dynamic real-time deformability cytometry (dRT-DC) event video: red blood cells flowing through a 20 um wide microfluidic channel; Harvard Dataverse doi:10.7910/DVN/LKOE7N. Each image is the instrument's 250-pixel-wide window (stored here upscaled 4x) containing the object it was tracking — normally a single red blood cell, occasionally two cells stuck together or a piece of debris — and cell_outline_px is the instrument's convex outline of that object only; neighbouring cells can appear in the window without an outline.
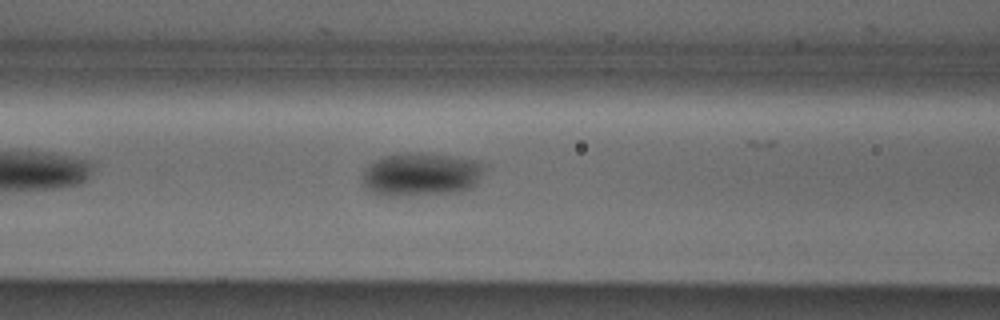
{"species": "Egyptian fruit bat (a non-hibernating species)", "species_latin": "Rousettus aegyptiacus", "temperature_condition": "cold", "stored_images_in_passage": 26, "camera_frame_rate_fps": 3000, "um_per_image_px": 0.085, "animal": {"sex": "male"}, "frame": {"image": 1, "passage_image": 5, "time_ms": 1.333, "image_size_px": [1000, 320], "cell_outline_px": [[484, 168], [476, 184], [460, 192], [408, 196], [380, 196], [368, 192], [364, 188], [360, 180], [360, 176], [368, 164], [384, 156], [420, 152], [476, 160], [484, 164]], "centroid_in_image_um": [35.71, 14.86], "position_along_channel_um": 130.9, "area_um2": 31.21}}
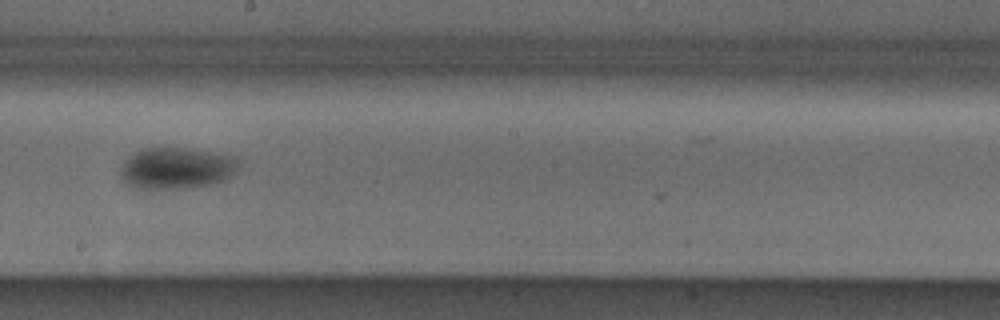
{"frame": {"image": 2, "passage_image": 13, "time_ms": 4.0, "image_size_px": [1000, 320], "cell_outline_px": [[236, 168], [232, 176], [228, 180], [212, 184], [184, 188], [136, 188], [128, 184], [120, 176], [120, 168], [124, 160], [136, 152], [144, 148], [184, 148], [232, 156], [236, 160]], "centroid_in_image_um": [14.97, 14.31], "position_along_channel_um": 233.2, "area_um2": 28.15}}
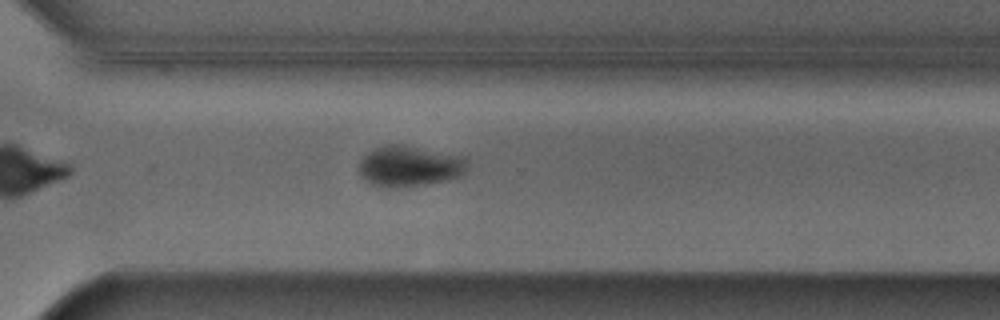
{"frame": {"image": 3, "passage_image": 21, "time_ms": 6.667, "image_size_px": [1000, 320], "cell_outline_px": [[468, 164], [464, 172], [460, 176], [448, 180], [424, 184], [392, 188], [384, 188], [372, 184], [360, 172], [360, 160], [368, 152], [384, 144], [400, 144], [464, 156], [468, 160]], "centroid_in_image_um": [34.84, 14.11], "position_along_channel_um": 335.8, "area_um2": 25.61}}